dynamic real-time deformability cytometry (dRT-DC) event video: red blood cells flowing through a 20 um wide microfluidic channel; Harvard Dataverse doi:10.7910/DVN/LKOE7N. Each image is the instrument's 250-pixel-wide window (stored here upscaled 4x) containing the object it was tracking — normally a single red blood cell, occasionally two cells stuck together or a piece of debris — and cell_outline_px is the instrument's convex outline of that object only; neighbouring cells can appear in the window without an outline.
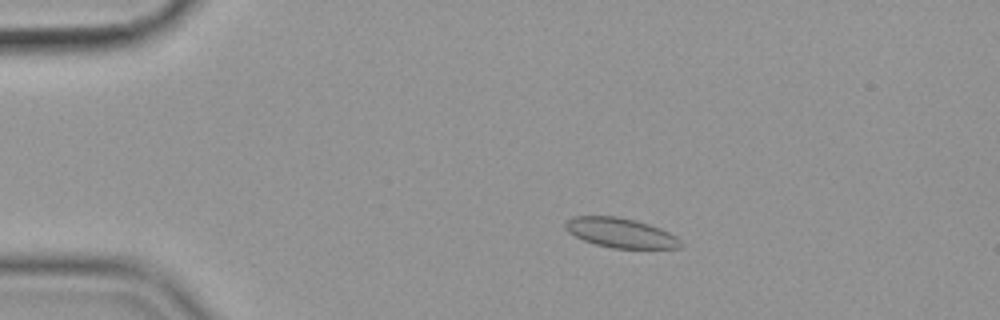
{"species": "common noctule bat (a hibernating species)", "species_latin": "Nyctalus noctula", "temperature_condition": "cold", "stored_images_in_passage": 58, "camera_frame_rate_fps": 3000, "um_per_image_px": 0.085, "animal": {"sex": "female", "body_mass_g": 19.9}, "frame": {"image": 1, "passage_image": 12, "time_ms": 3.667, "image_size_px": [1000, 320], "cell_outline_px": [[684, 244], [680, 248], [612, 248], [596, 244], [584, 240], [568, 232], [564, 228], [564, 224], [572, 216], [616, 216], [636, 220], [660, 228], [676, 236]], "centroid_in_image_um": [52.75, 19.79], "position_along_channel_um": 32.2, "area_um2": 19.88}}
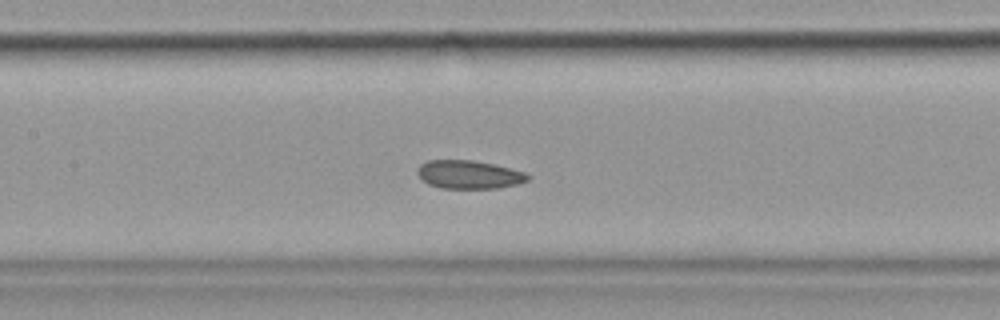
{"frame": {"image": 2, "passage_image": 28, "time_ms": 9.0, "image_size_px": [1000, 320], "cell_outline_px": [[532, 176], [528, 180], [520, 184], [496, 188], [440, 188], [428, 184], [416, 172], [420, 164], [428, 160], [472, 160], [492, 164], [524, 172]], "centroid_in_image_um": [39.87, 14.84], "position_along_channel_um": 167.5, "area_um2": 18.15}}
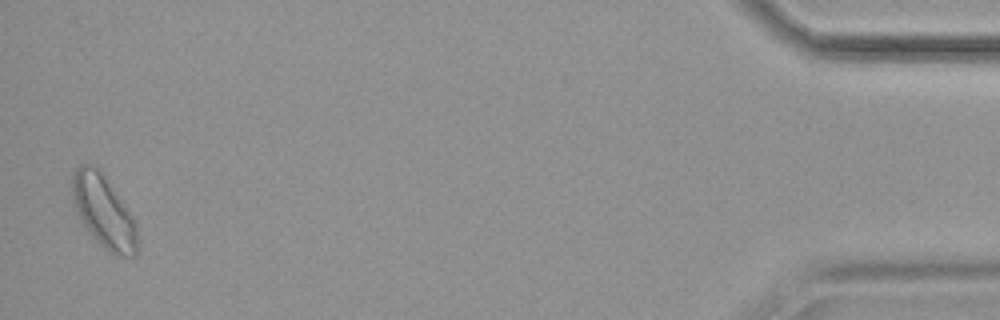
{"frame": {"image": 3, "passage_image": 57, "time_ms": 18.667, "image_size_px": [1000, 320], "cell_outline_px": [[140, 248], [136, 256], [112, 256], [88, 232], [76, 212], [72, 200], [72, 172], [80, 164], [88, 164], [100, 168], [132, 216], [136, 224]], "centroid_in_image_um": [8.82, 18.01], "position_along_channel_um": 426.4, "area_um2": 28.03}}